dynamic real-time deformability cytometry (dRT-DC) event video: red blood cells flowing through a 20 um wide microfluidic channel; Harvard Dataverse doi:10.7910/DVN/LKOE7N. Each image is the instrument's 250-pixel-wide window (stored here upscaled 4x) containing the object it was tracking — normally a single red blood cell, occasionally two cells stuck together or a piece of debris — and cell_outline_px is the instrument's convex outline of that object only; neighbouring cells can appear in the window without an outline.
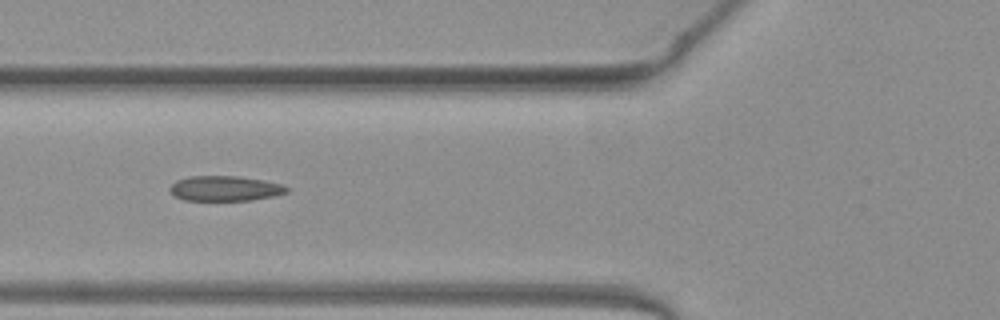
{"species": "common noctule bat (a hibernating species)", "species_latin": "Nyctalus noctula", "temperature_condition": "warm", "stored_images_in_passage": 36, "camera_frame_rate_fps": 3000, "um_per_image_px": 0.085, "animal": {"sex": "female", "body_mass_g": 19.3, "forearm_length_mm": 54.1}, "frame": {"image": 1, "passage_image": 5, "time_ms": 1.333, "image_size_px": [1000, 320], "cell_outline_px": [[288, 192], [272, 196], [252, 200], [184, 200], [176, 196], [168, 188], [176, 180], [188, 176], [236, 176], [264, 180], [280, 184], [288, 188]], "centroid_in_image_um": [19.1, 16.01], "position_along_channel_um": 106.7, "area_um2": 16.94}}
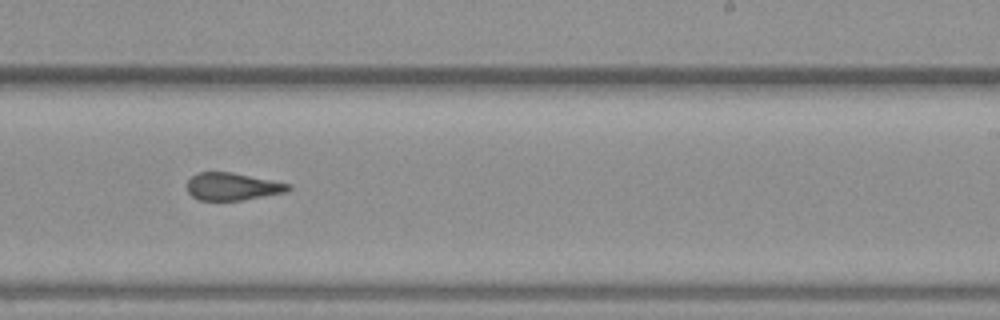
{"frame": {"image": 2, "passage_image": 17, "time_ms": 5.333, "image_size_px": [1000, 320], "cell_outline_px": [[292, 188], [284, 192], [244, 200], [200, 200], [192, 196], [188, 192], [188, 180], [196, 172], [232, 172], [292, 184]], "centroid_in_image_um": [19.76, 15.85], "position_along_channel_um": 269.2, "area_um2": 16.18}}
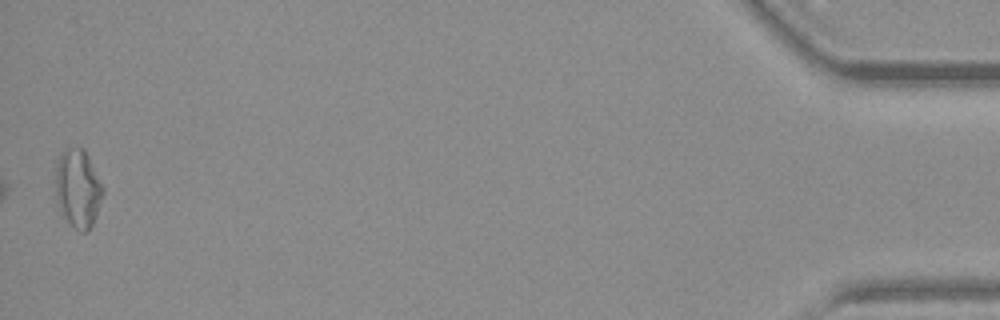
{"frame": {"image": 3, "passage_image": 36, "time_ms": 11.667, "image_size_px": [1000, 320], "cell_outline_px": [[104, 192], [92, 224], [88, 232], [80, 232], [64, 216], [60, 208], [56, 196], [56, 164], [60, 152], [68, 148], [84, 148], [104, 188]], "centroid_in_image_um": [6.63, 15.99], "position_along_channel_um": 428.6, "area_um2": 21.27}, "authors_computed_cell_mechanics": {"area_um2": 16.9065, "velocity_mm_per_s": 4.0702, "shape_relaxation_time_tau1_ms": null, "shape_relaxation_time_tau2_ms": 2.5562, "deformation_change_tau1": null, "deformation_change_tau2": 0.1057}}